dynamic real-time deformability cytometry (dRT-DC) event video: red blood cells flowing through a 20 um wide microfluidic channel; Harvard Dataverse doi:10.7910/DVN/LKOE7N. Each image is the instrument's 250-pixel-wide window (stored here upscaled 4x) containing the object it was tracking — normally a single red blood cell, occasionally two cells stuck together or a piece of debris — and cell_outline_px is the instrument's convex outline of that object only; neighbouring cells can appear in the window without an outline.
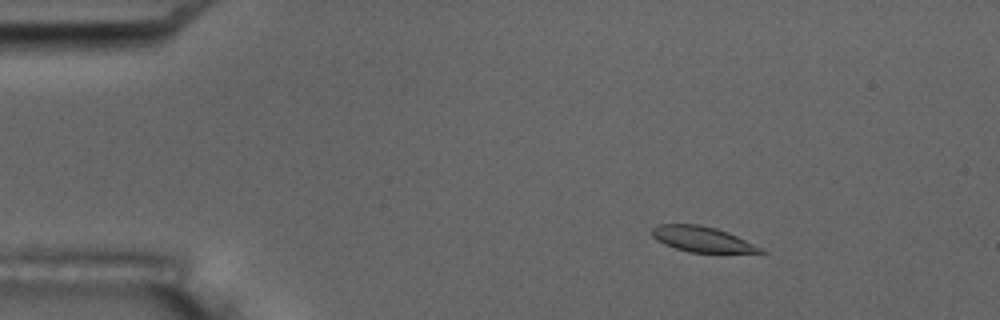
{"species": "common noctule bat (a hibernating species)", "species_latin": "Nyctalus noctula", "temperature_condition": "room temperature", "stored_images_in_passage": 9, "camera_frame_rate_fps": 3000, "um_per_image_px": 0.085, "animal": {"sex": "male", "body_mass_g": 17.5, "forearm_length_mm": 52.3}, "frame": {"image": 1, "passage_image": 2, "time_ms": 1.333, "image_size_px": [1000, 320], "cell_outline_px": [[768, 252], [688, 252], [664, 244], [656, 240], [652, 236], [652, 228], [660, 224], [700, 224], [716, 228], [728, 232]], "centroid_in_image_um": [59.6, 20.31], "position_along_channel_um": 25.4, "area_um2": 15.72}}
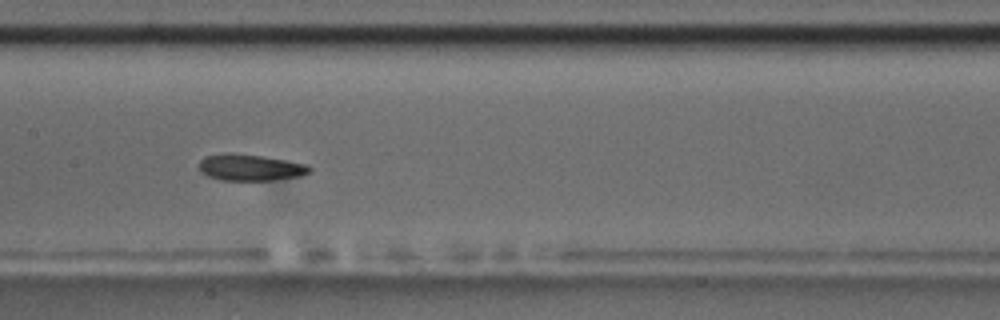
{"frame": {"image": 2, "passage_image": 8, "time_ms": 8.0, "image_size_px": [1000, 320], "cell_outline_px": [[312, 172], [300, 176], [272, 180], [220, 180], [208, 176], [200, 172], [200, 160], [204, 156], [260, 156], [308, 164], [312, 168]], "centroid_in_image_um": [21.36, 14.29], "position_along_channel_um": 186.0, "area_um2": 16.24}}